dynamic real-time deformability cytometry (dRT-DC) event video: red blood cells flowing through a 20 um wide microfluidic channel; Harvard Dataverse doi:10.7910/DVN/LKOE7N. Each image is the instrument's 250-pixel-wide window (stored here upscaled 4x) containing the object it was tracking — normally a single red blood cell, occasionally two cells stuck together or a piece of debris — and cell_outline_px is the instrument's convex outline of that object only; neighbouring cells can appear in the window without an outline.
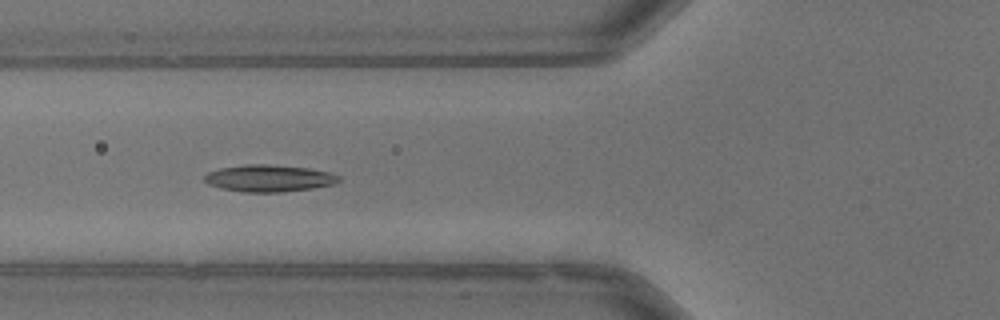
{"species": "common noctule bat (a hibernating species)", "species_latin": "Nyctalus noctula", "temperature_condition": "warm", "stored_images_in_passage": 56, "camera_frame_rate_fps": 3000, "um_per_image_px": 0.085, "animal": {"sex": "male", "body_mass_g": 13.3}, "frame": {"image": 1, "passage_image": 22, "time_ms": 7.0, "image_size_px": [1000, 320], "cell_outline_px": [[340, 180], [336, 184], [312, 188], [284, 192], [244, 192], [220, 188], [208, 184], [204, 180], [204, 176], [208, 172], [220, 168], [244, 164], [264, 164], [308, 168], [328, 172], [340, 176]], "centroid_in_image_um": [22.86, 15.15], "position_along_channel_um": 102.9, "area_um2": 21.1}}
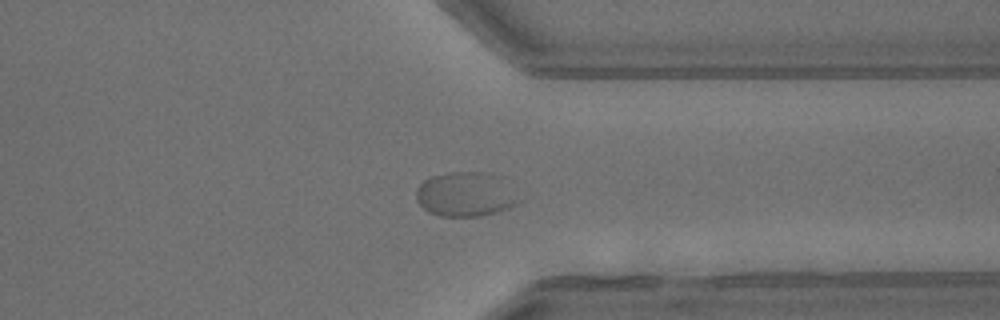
{"frame": {"image": 2, "passage_image": 44, "time_ms": 14.333, "image_size_px": [1000, 320], "cell_outline_px": [[516, 204], [508, 208], [496, 212], [480, 216], [440, 216], [428, 212], [416, 200], [416, 188], [424, 180], [432, 176], [452, 172], [480, 172], [516, 200]], "centroid_in_image_um": [39.29, 16.59], "position_along_channel_um": 372.1, "area_um2": 24.45}}
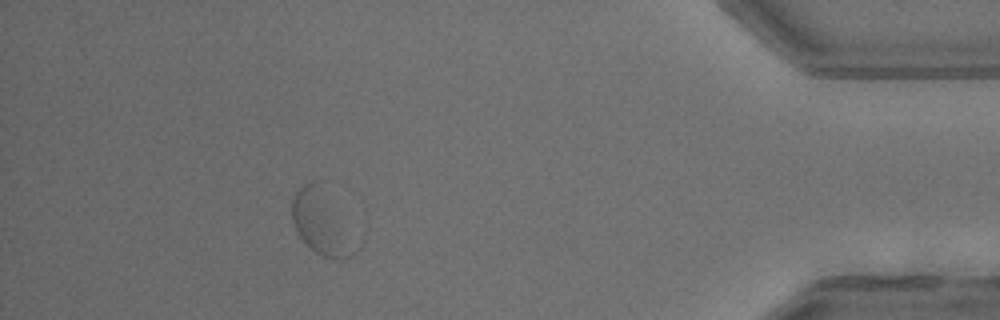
{"frame": {"image": 3, "passage_image": 51, "time_ms": 16.667, "image_size_px": [1000, 320], "cell_outline_px": [[360, 248], [356, 252], [340, 260], [324, 256], [316, 252], [300, 236], [292, 220], [292, 200], [296, 192], [304, 184], [312, 180], [324, 180], [360, 244]], "centroid_in_image_um": [27.43, 18.84], "position_along_channel_um": 407.8, "area_um2": 24.91}}